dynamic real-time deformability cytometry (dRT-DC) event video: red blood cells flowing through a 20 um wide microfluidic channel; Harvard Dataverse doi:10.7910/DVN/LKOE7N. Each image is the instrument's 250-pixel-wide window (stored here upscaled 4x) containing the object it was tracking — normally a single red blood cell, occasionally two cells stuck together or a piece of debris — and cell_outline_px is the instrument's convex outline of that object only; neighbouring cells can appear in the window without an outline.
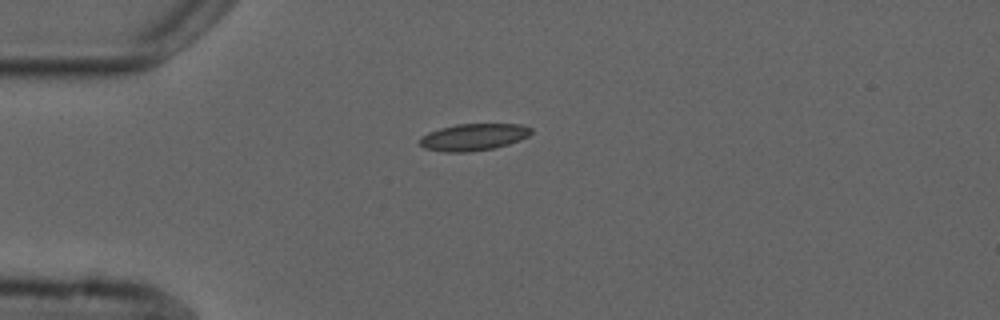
{"species": "common noctule bat (a hibernating species)", "species_latin": "Nyctalus noctula", "temperature_condition": "cold", "stored_images_in_passage": 4, "camera_frame_rate_fps": 3000, "um_per_image_px": 0.085, "animal": {"sex": "male", "forearm_length_mm": 52.5}, "frame": {"image": 1, "passage_image": 1, "time_ms": 0.0, "image_size_px": [1000, 320], "cell_outline_px": [[532, 132], [528, 136], [520, 140], [496, 148], [472, 152], [444, 152], [424, 148], [420, 144], [420, 136], [428, 132], [440, 128], [456, 124], [520, 124], [532, 128]], "centroid_in_image_um": [40.24, 11.65], "position_along_channel_um": 44.8, "area_um2": 17.63}}
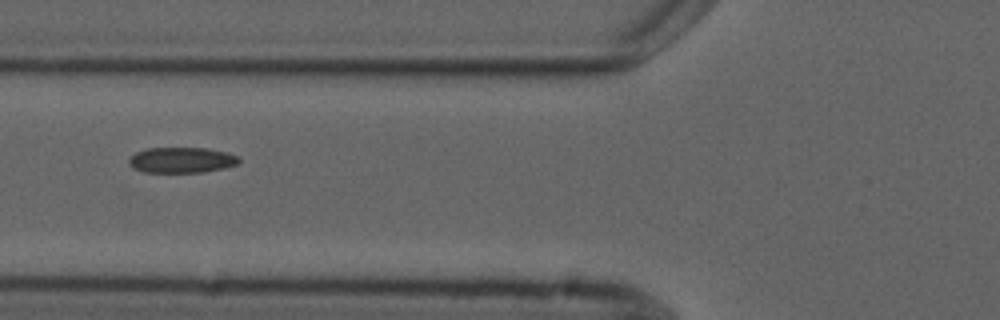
{"frame": {"image": 2, "passage_image": 3, "time_ms": 2.333, "image_size_px": [1000, 320], "cell_outline_px": [[240, 164], [224, 168], [204, 172], [144, 172], [132, 168], [128, 164], [128, 160], [136, 152], [148, 148], [208, 148], [228, 152], [236, 156], [240, 160]], "centroid_in_image_um": [15.45, 13.6], "position_along_channel_um": 110.4, "area_um2": 16.53}}
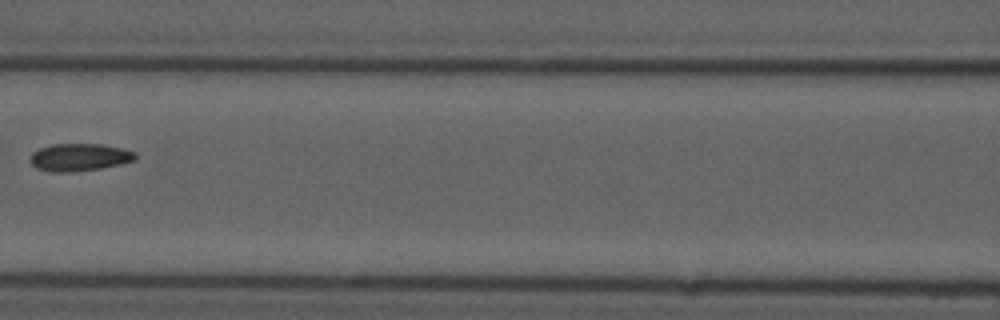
{"frame": {"image": 3, "passage_image": 4, "time_ms": 3.667, "image_size_px": [1000, 320], "cell_outline_px": [[136, 160], [120, 164], [100, 168], [72, 172], [48, 172], [36, 168], [28, 160], [32, 152], [40, 148], [52, 144], [100, 144], [120, 148], [136, 152]], "centroid_in_image_um": [6.71, 13.37], "position_along_channel_um": 159.9, "area_um2": 16.94}}